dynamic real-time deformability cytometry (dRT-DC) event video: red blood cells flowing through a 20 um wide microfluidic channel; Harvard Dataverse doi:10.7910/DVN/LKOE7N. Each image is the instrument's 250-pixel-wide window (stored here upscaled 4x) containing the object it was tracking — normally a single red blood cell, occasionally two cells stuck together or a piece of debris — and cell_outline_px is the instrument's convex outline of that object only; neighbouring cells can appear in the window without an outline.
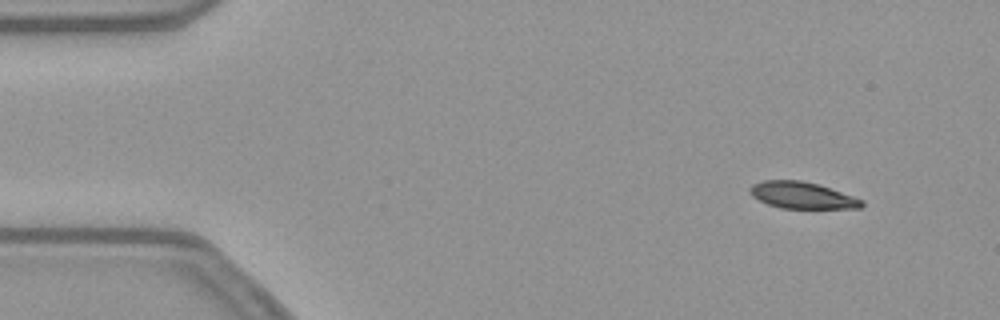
{"species": "common noctule bat (a hibernating species)", "species_latin": "Nyctalus noctula", "temperature_condition": "warm", "stored_images_in_passage": 50, "camera_frame_rate_fps": 3000, "um_per_image_px": 0.085, "animal": {"sex": "female", "body_mass_g": 21.9}, "frame": {"image": 1, "passage_image": 1, "time_ms": 0.0, "image_size_px": [1000, 320], "cell_outline_px": [[864, 204], [860, 208], [780, 208], [768, 204], [752, 196], [748, 192], [748, 188], [752, 184], [764, 180], [800, 180], [820, 184], [864, 200]], "centroid_in_image_um": [68.17, 16.59], "position_along_channel_um": 16.8, "area_um2": 17.46}}
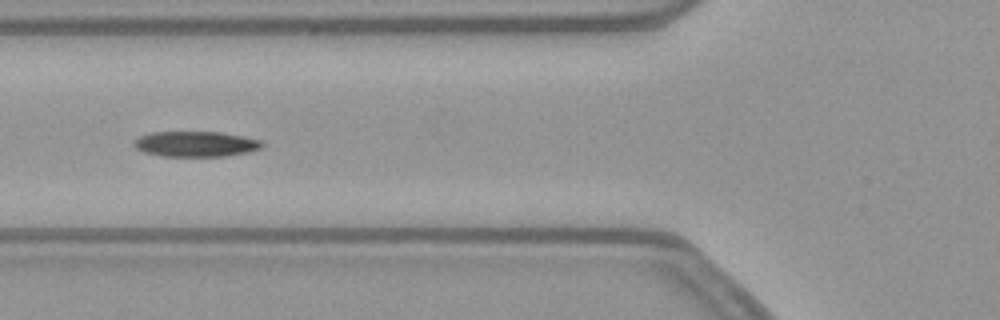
{"frame": {"image": 2, "passage_image": 16, "time_ms": 5.0, "image_size_px": [1000, 320], "cell_outline_px": [[264, 144], [260, 148], [248, 152], [224, 156], [160, 156], [144, 152], [136, 148], [132, 144], [140, 136], [152, 132], [220, 132], [244, 136], [260, 140]], "centroid_in_image_um": [16.63, 12.24], "position_along_channel_um": 109.2, "area_um2": 18.9}}
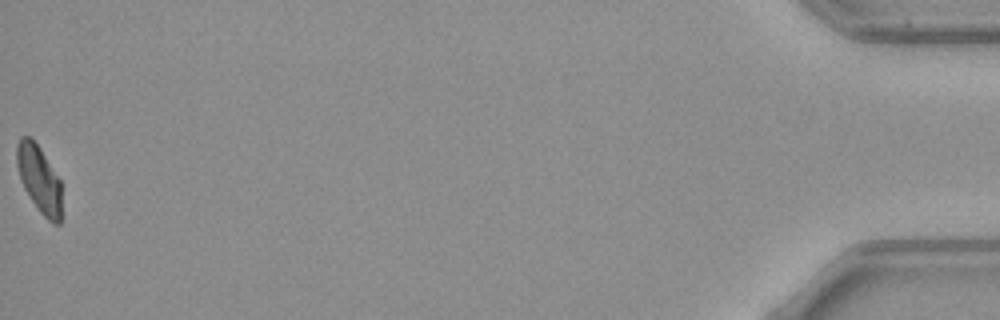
{"frame": {"image": 3, "passage_image": 50, "time_ms": 16.333, "image_size_px": [1000, 320], "cell_outline_px": [[60, 224], [52, 224], [40, 212], [24, 188], [20, 180], [16, 164], [16, 144], [20, 136], [28, 136], [40, 148], [60, 180]], "centroid_in_image_um": [3.29, 15.2], "position_along_channel_um": 431.9, "area_um2": 17.34}, "authors_computed_cell_mechanics": {"area_um2": 18.9873, "velocity_mm_per_s": 3.8205, "shape_relaxation_time_tau1_ms": 4.2728, "shape_relaxation_time_tau2_ms": 6.836, "deformation_change_tau1": 0.1425, "deformation_change_tau2": 0.1232}}